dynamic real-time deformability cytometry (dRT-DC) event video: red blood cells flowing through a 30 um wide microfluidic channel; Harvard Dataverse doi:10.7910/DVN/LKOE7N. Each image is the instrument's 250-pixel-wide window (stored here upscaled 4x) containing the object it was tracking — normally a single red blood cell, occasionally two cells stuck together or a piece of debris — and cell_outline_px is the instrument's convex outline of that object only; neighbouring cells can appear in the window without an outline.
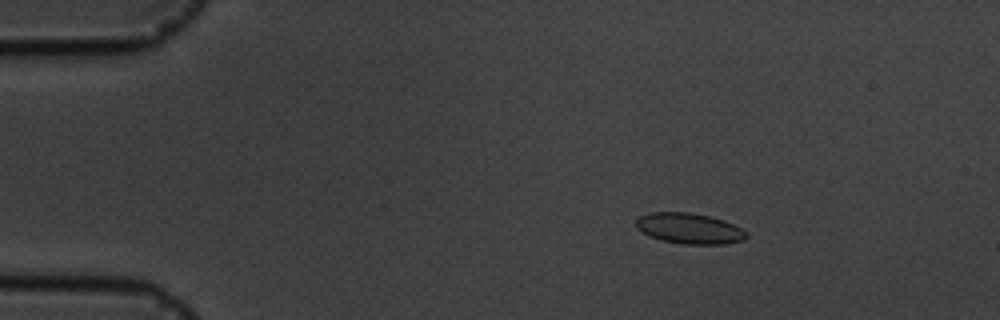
{"species": "common noctule bat (a hibernating species)", "species_latin": "Nyctalus noctula", "temperature_condition": "cold", "stored_images_in_passage": 6, "camera_frame_rate_fps": 3000, "um_per_image_px": 0.085, "animal": {"sex": "male", "body_mass_g": 19.5, "forearm_length_mm": 54.6}, "frame": {"image": 1, "passage_image": 3, "time_ms": 2.333, "image_size_px": [1000, 320], "cell_outline_px": [[748, 236], [744, 240], [724, 244], [684, 244], [664, 240], [648, 236], [636, 228], [636, 220], [640, 216], [648, 212], [692, 212], [724, 220], [748, 232]], "centroid_in_image_um": [58.59, 19.41], "position_along_channel_um": 26.4, "area_um2": 19.77}}
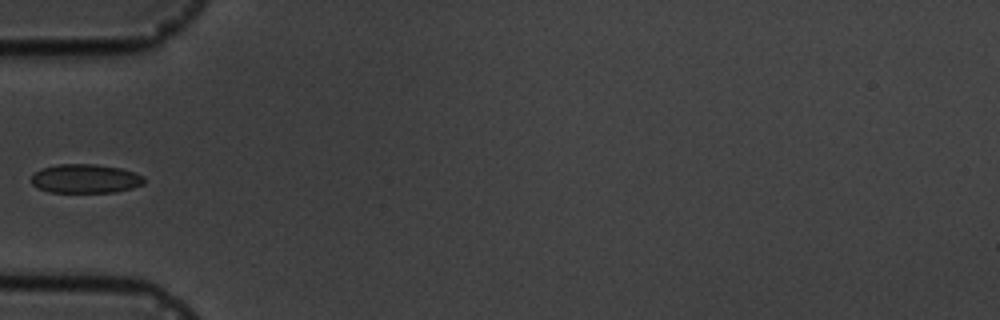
{"frame": {"image": 2, "passage_image": 6, "time_ms": 5.667, "image_size_px": [1000, 320], "cell_outline_px": [[144, 184], [132, 188], [116, 192], [48, 192], [32, 184], [32, 172], [40, 168], [56, 164], [96, 164], [120, 168], [136, 172], [144, 176]], "centroid_in_image_um": [7.26, 15.17], "position_along_channel_um": 77.7, "area_um2": 19.25}}